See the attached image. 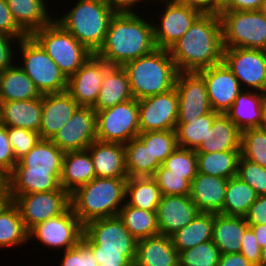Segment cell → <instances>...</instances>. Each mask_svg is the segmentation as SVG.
I'll return each mask as SVG.
<instances>
[{
    "instance_id": "obj_1",
    "label": "cell",
    "mask_w": 266,
    "mask_h": 266,
    "mask_svg": "<svg viewBox=\"0 0 266 266\" xmlns=\"http://www.w3.org/2000/svg\"><path fill=\"white\" fill-rule=\"evenodd\" d=\"M223 49L219 14L202 13L168 51L178 72H199L221 63Z\"/></svg>"
},
{
    "instance_id": "obj_2",
    "label": "cell",
    "mask_w": 266,
    "mask_h": 266,
    "mask_svg": "<svg viewBox=\"0 0 266 266\" xmlns=\"http://www.w3.org/2000/svg\"><path fill=\"white\" fill-rule=\"evenodd\" d=\"M143 14L115 13L110 21L103 45L95 54L110 66H123L127 62L153 52V22ZM150 21V22H149Z\"/></svg>"
},
{
    "instance_id": "obj_3",
    "label": "cell",
    "mask_w": 266,
    "mask_h": 266,
    "mask_svg": "<svg viewBox=\"0 0 266 266\" xmlns=\"http://www.w3.org/2000/svg\"><path fill=\"white\" fill-rule=\"evenodd\" d=\"M63 156L64 152L51 140L41 139L9 174L11 201L22 194L63 190L60 185Z\"/></svg>"
},
{
    "instance_id": "obj_4",
    "label": "cell",
    "mask_w": 266,
    "mask_h": 266,
    "mask_svg": "<svg viewBox=\"0 0 266 266\" xmlns=\"http://www.w3.org/2000/svg\"><path fill=\"white\" fill-rule=\"evenodd\" d=\"M82 240L98 264L134 266L137 240L118 215L89 221L84 225Z\"/></svg>"
},
{
    "instance_id": "obj_5",
    "label": "cell",
    "mask_w": 266,
    "mask_h": 266,
    "mask_svg": "<svg viewBox=\"0 0 266 266\" xmlns=\"http://www.w3.org/2000/svg\"><path fill=\"white\" fill-rule=\"evenodd\" d=\"M127 178H98L70 194V207L83 225L117 216L125 203Z\"/></svg>"
},
{
    "instance_id": "obj_6",
    "label": "cell",
    "mask_w": 266,
    "mask_h": 266,
    "mask_svg": "<svg viewBox=\"0 0 266 266\" xmlns=\"http://www.w3.org/2000/svg\"><path fill=\"white\" fill-rule=\"evenodd\" d=\"M127 73L133 98L141 100L175 87L178 70L168 50L153 52L122 66Z\"/></svg>"
},
{
    "instance_id": "obj_7",
    "label": "cell",
    "mask_w": 266,
    "mask_h": 266,
    "mask_svg": "<svg viewBox=\"0 0 266 266\" xmlns=\"http://www.w3.org/2000/svg\"><path fill=\"white\" fill-rule=\"evenodd\" d=\"M61 17L54 18L91 53L96 54L104 43L115 12L105 0H78Z\"/></svg>"
},
{
    "instance_id": "obj_8",
    "label": "cell",
    "mask_w": 266,
    "mask_h": 266,
    "mask_svg": "<svg viewBox=\"0 0 266 266\" xmlns=\"http://www.w3.org/2000/svg\"><path fill=\"white\" fill-rule=\"evenodd\" d=\"M69 78L93 55L60 23L53 19L31 35Z\"/></svg>"
},
{
    "instance_id": "obj_9",
    "label": "cell",
    "mask_w": 266,
    "mask_h": 266,
    "mask_svg": "<svg viewBox=\"0 0 266 266\" xmlns=\"http://www.w3.org/2000/svg\"><path fill=\"white\" fill-rule=\"evenodd\" d=\"M17 43L15 45H19L18 52L23 60L19 66L41 94L67 91L68 78L32 36H26Z\"/></svg>"
},
{
    "instance_id": "obj_10",
    "label": "cell",
    "mask_w": 266,
    "mask_h": 266,
    "mask_svg": "<svg viewBox=\"0 0 266 266\" xmlns=\"http://www.w3.org/2000/svg\"><path fill=\"white\" fill-rule=\"evenodd\" d=\"M219 17L223 48H265L266 17L262 10L223 11Z\"/></svg>"
},
{
    "instance_id": "obj_11",
    "label": "cell",
    "mask_w": 266,
    "mask_h": 266,
    "mask_svg": "<svg viewBox=\"0 0 266 266\" xmlns=\"http://www.w3.org/2000/svg\"><path fill=\"white\" fill-rule=\"evenodd\" d=\"M96 134L101 142L126 144L140 134L138 100L130 99L96 111Z\"/></svg>"
},
{
    "instance_id": "obj_12",
    "label": "cell",
    "mask_w": 266,
    "mask_h": 266,
    "mask_svg": "<svg viewBox=\"0 0 266 266\" xmlns=\"http://www.w3.org/2000/svg\"><path fill=\"white\" fill-rule=\"evenodd\" d=\"M84 233V225L69 206L62 214L35 225L29 232L31 239L38 240L47 248L62 251L75 247Z\"/></svg>"
},
{
    "instance_id": "obj_13",
    "label": "cell",
    "mask_w": 266,
    "mask_h": 266,
    "mask_svg": "<svg viewBox=\"0 0 266 266\" xmlns=\"http://www.w3.org/2000/svg\"><path fill=\"white\" fill-rule=\"evenodd\" d=\"M165 6L160 11L158 23H153L154 41L159 49L168 50L191 27L193 22L203 13L200 9L177 3L172 0H155Z\"/></svg>"
},
{
    "instance_id": "obj_14",
    "label": "cell",
    "mask_w": 266,
    "mask_h": 266,
    "mask_svg": "<svg viewBox=\"0 0 266 266\" xmlns=\"http://www.w3.org/2000/svg\"><path fill=\"white\" fill-rule=\"evenodd\" d=\"M222 61L238 79L242 89L266 93V56L263 50L224 48Z\"/></svg>"
},
{
    "instance_id": "obj_15",
    "label": "cell",
    "mask_w": 266,
    "mask_h": 266,
    "mask_svg": "<svg viewBox=\"0 0 266 266\" xmlns=\"http://www.w3.org/2000/svg\"><path fill=\"white\" fill-rule=\"evenodd\" d=\"M13 202L29 232L35 225L62 214L70 206V194L65 190L35 192L19 195Z\"/></svg>"
},
{
    "instance_id": "obj_16",
    "label": "cell",
    "mask_w": 266,
    "mask_h": 266,
    "mask_svg": "<svg viewBox=\"0 0 266 266\" xmlns=\"http://www.w3.org/2000/svg\"><path fill=\"white\" fill-rule=\"evenodd\" d=\"M140 133L175 131L178 121V95L175 87L167 92L138 100Z\"/></svg>"
},
{
    "instance_id": "obj_17",
    "label": "cell",
    "mask_w": 266,
    "mask_h": 266,
    "mask_svg": "<svg viewBox=\"0 0 266 266\" xmlns=\"http://www.w3.org/2000/svg\"><path fill=\"white\" fill-rule=\"evenodd\" d=\"M178 121L189 122L212 111L204 79L197 72H178Z\"/></svg>"
},
{
    "instance_id": "obj_18",
    "label": "cell",
    "mask_w": 266,
    "mask_h": 266,
    "mask_svg": "<svg viewBox=\"0 0 266 266\" xmlns=\"http://www.w3.org/2000/svg\"><path fill=\"white\" fill-rule=\"evenodd\" d=\"M96 140V111L84 106H79L72 118L51 139L64 153L85 150Z\"/></svg>"
},
{
    "instance_id": "obj_19",
    "label": "cell",
    "mask_w": 266,
    "mask_h": 266,
    "mask_svg": "<svg viewBox=\"0 0 266 266\" xmlns=\"http://www.w3.org/2000/svg\"><path fill=\"white\" fill-rule=\"evenodd\" d=\"M197 73L205 81L212 110L225 114L242 91L238 79L223 61Z\"/></svg>"
},
{
    "instance_id": "obj_20",
    "label": "cell",
    "mask_w": 266,
    "mask_h": 266,
    "mask_svg": "<svg viewBox=\"0 0 266 266\" xmlns=\"http://www.w3.org/2000/svg\"><path fill=\"white\" fill-rule=\"evenodd\" d=\"M110 65L93 54L68 78L67 92L79 106L93 107L97 101L105 71Z\"/></svg>"
},
{
    "instance_id": "obj_21",
    "label": "cell",
    "mask_w": 266,
    "mask_h": 266,
    "mask_svg": "<svg viewBox=\"0 0 266 266\" xmlns=\"http://www.w3.org/2000/svg\"><path fill=\"white\" fill-rule=\"evenodd\" d=\"M79 104L67 92L42 94L41 139L51 140L72 118Z\"/></svg>"
},
{
    "instance_id": "obj_22",
    "label": "cell",
    "mask_w": 266,
    "mask_h": 266,
    "mask_svg": "<svg viewBox=\"0 0 266 266\" xmlns=\"http://www.w3.org/2000/svg\"><path fill=\"white\" fill-rule=\"evenodd\" d=\"M198 213L189 196L162 195L156 211L159 233L170 237L190 223Z\"/></svg>"
},
{
    "instance_id": "obj_23",
    "label": "cell",
    "mask_w": 266,
    "mask_h": 266,
    "mask_svg": "<svg viewBox=\"0 0 266 266\" xmlns=\"http://www.w3.org/2000/svg\"><path fill=\"white\" fill-rule=\"evenodd\" d=\"M227 183L228 179L198 172L191 182L189 197L199 212L222 214Z\"/></svg>"
},
{
    "instance_id": "obj_24",
    "label": "cell",
    "mask_w": 266,
    "mask_h": 266,
    "mask_svg": "<svg viewBox=\"0 0 266 266\" xmlns=\"http://www.w3.org/2000/svg\"><path fill=\"white\" fill-rule=\"evenodd\" d=\"M98 178H128L124 144L94 141L88 148Z\"/></svg>"
},
{
    "instance_id": "obj_25",
    "label": "cell",
    "mask_w": 266,
    "mask_h": 266,
    "mask_svg": "<svg viewBox=\"0 0 266 266\" xmlns=\"http://www.w3.org/2000/svg\"><path fill=\"white\" fill-rule=\"evenodd\" d=\"M265 93L255 90L242 91L225 115L241 130L259 128L264 123Z\"/></svg>"
},
{
    "instance_id": "obj_26",
    "label": "cell",
    "mask_w": 266,
    "mask_h": 266,
    "mask_svg": "<svg viewBox=\"0 0 266 266\" xmlns=\"http://www.w3.org/2000/svg\"><path fill=\"white\" fill-rule=\"evenodd\" d=\"M134 266H179V252L169 236L147 237L137 241Z\"/></svg>"
},
{
    "instance_id": "obj_27",
    "label": "cell",
    "mask_w": 266,
    "mask_h": 266,
    "mask_svg": "<svg viewBox=\"0 0 266 266\" xmlns=\"http://www.w3.org/2000/svg\"><path fill=\"white\" fill-rule=\"evenodd\" d=\"M41 116L42 96L29 100L0 102V123L6 127L39 132Z\"/></svg>"
},
{
    "instance_id": "obj_28",
    "label": "cell",
    "mask_w": 266,
    "mask_h": 266,
    "mask_svg": "<svg viewBox=\"0 0 266 266\" xmlns=\"http://www.w3.org/2000/svg\"><path fill=\"white\" fill-rule=\"evenodd\" d=\"M96 177L93 161L87 149L65 152L60 176L61 188L71 194L76 188Z\"/></svg>"
},
{
    "instance_id": "obj_29",
    "label": "cell",
    "mask_w": 266,
    "mask_h": 266,
    "mask_svg": "<svg viewBox=\"0 0 266 266\" xmlns=\"http://www.w3.org/2000/svg\"><path fill=\"white\" fill-rule=\"evenodd\" d=\"M242 131L225 115L219 114L196 153L240 151Z\"/></svg>"
},
{
    "instance_id": "obj_30",
    "label": "cell",
    "mask_w": 266,
    "mask_h": 266,
    "mask_svg": "<svg viewBox=\"0 0 266 266\" xmlns=\"http://www.w3.org/2000/svg\"><path fill=\"white\" fill-rule=\"evenodd\" d=\"M95 111L111 108L119 103L134 99L126 71L122 66H110L104 74Z\"/></svg>"
},
{
    "instance_id": "obj_31",
    "label": "cell",
    "mask_w": 266,
    "mask_h": 266,
    "mask_svg": "<svg viewBox=\"0 0 266 266\" xmlns=\"http://www.w3.org/2000/svg\"><path fill=\"white\" fill-rule=\"evenodd\" d=\"M18 27L31 36L35 31L49 24L54 17L49 15L47 0H6Z\"/></svg>"
},
{
    "instance_id": "obj_32",
    "label": "cell",
    "mask_w": 266,
    "mask_h": 266,
    "mask_svg": "<svg viewBox=\"0 0 266 266\" xmlns=\"http://www.w3.org/2000/svg\"><path fill=\"white\" fill-rule=\"evenodd\" d=\"M248 227L244 217L214 213L212 241L221 254L240 253L242 237Z\"/></svg>"
},
{
    "instance_id": "obj_33",
    "label": "cell",
    "mask_w": 266,
    "mask_h": 266,
    "mask_svg": "<svg viewBox=\"0 0 266 266\" xmlns=\"http://www.w3.org/2000/svg\"><path fill=\"white\" fill-rule=\"evenodd\" d=\"M41 96L33 81L16 63L0 72V102L29 100Z\"/></svg>"
},
{
    "instance_id": "obj_34",
    "label": "cell",
    "mask_w": 266,
    "mask_h": 266,
    "mask_svg": "<svg viewBox=\"0 0 266 266\" xmlns=\"http://www.w3.org/2000/svg\"><path fill=\"white\" fill-rule=\"evenodd\" d=\"M213 226L214 213L199 212L190 223L170 236L172 244L180 252L211 241Z\"/></svg>"
},
{
    "instance_id": "obj_35",
    "label": "cell",
    "mask_w": 266,
    "mask_h": 266,
    "mask_svg": "<svg viewBox=\"0 0 266 266\" xmlns=\"http://www.w3.org/2000/svg\"><path fill=\"white\" fill-rule=\"evenodd\" d=\"M162 193L152 177H128L125 203L133 207L157 211Z\"/></svg>"
},
{
    "instance_id": "obj_36",
    "label": "cell",
    "mask_w": 266,
    "mask_h": 266,
    "mask_svg": "<svg viewBox=\"0 0 266 266\" xmlns=\"http://www.w3.org/2000/svg\"><path fill=\"white\" fill-rule=\"evenodd\" d=\"M28 241V231L24 226L18 206L10 201L0 207V248L20 247Z\"/></svg>"
},
{
    "instance_id": "obj_37",
    "label": "cell",
    "mask_w": 266,
    "mask_h": 266,
    "mask_svg": "<svg viewBox=\"0 0 266 266\" xmlns=\"http://www.w3.org/2000/svg\"><path fill=\"white\" fill-rule=\"evenodd\" d=\"M196 155L199 173L224 179L237 176L240 151L196 153Z\"/></svg>"
},
{
    "instance_id": "obj_38",
    "label": "cell",
    "mask_w": 266,
    "mask_h": 266,
    "mask_svg": "<svg viewBox=\"0 0 266 266\" xmlns=\"http://www.w3.org/2000/svg\"><path fill=\"white\" fill-rule=\"evenodd\" d=\"M255 190L237 176L228 179L222 214L244 217L256 201Z\"/></svg>"
},
{
    "instance_id": "obj_39",
    "label": "cell",
    "mask_w": 266,
    "mask_h": 266,
    "mask_svg": "<svg viewBox=\"0 0 266 266\" xmlns=\"http://www.w3.org/2000/svg\"><path fill=\"white\" fill-rule=\"evenodd\" d=\"M118 216L137 241L160 234L155 211L139 209L124 203Z\"/></svg>"
},
{
    "instance_id": "obj_40",
    "label": "cell",
    "mask_w": 266,
    "mask_h": 266,
    "mask_svg": "<svg viewBox=\"0 0 266 266\" xmlns=\"http://www.w3.org/2000/svg\"><path fill=\"white\" fill-rule=\"evenodd\" d=\"M219 112L211 111L189 122H177L175 133L178 147L196 150L205 139Z\"/></svg>"
},
{
    "instance_id": "obj_41",
    "label": "cell",
    "mask_w": 266,
    "mask_h": 266,
    "mask_svg": "<svg viewBox=\"0 0 266 266\" xmlns=\"http://www.w3.org/2000/svg\"><path fill=\"white\" fill-rule=\"evenodd\" d=\"M137 137L152 155V176L164 160L178 148L176 133L173 130L142 132Z\"/></svg>"
},
{
    "instance_id": "obj_42",
    "label": "cell",
    "mask_w": 266,
    "mask_h": 266,
    "mask_svg": "<svg viewBox=\"0 0 266 266\" xmlns=\"http://www.w3.org/2000/svg\"><path fill=\"white\" fill-rule=\"evenodd\" d=\"M124 150L128 177H152V155L138 137L124 144Z\"/></svg>"
},
{
    "instance_id": "obj_43",
    "label": "cell",
    "mask_w": 266,
    "mask_h": 266,
    "mask_svg": "<svg viewBox=\"0 0 266 266\" xmlns=\"http://www.w3.org/2000/svg\"><path fill=\"white\" fill-rule=\"evenodd\" d=\"M241 157L266 167V129L251 128L241 133Z\"/></svg>"
},
{
    "instance_id": "obj_44",
    "label": "cell",
    "mask_w": 266,
    "mask_h": 266,
    "mask_svg": "<svg viewBox=\"0 0 266 266\" xmlns=\"http://www.w3.org/2000/svg\"><path fill=\"white\" fill-rule=\"evenodd\" d=\"M221 252L214 242L206 241L179 252V266H217Z\"/></svg>"
},
{
    "instance_id": "obj_45",
    "label": "cell",
    "mask_w": 266,
    "mask_h": 266,
    "mask_svg": "<svg viewBox=\"0 0 266 266\" xmlns=\"http://www.w3.org/2000/svg\"><path fill=\"white\" fill-rule=\"evenodd\" d=\"M162 165L171 170V174L185 175L190 182L198 173L196 151L182 147H178Z\"/></svg>"
},
{
    "instance_id": "obj_46",
    "label": "cell",
    "mask_w": 266,
    "mask_h": 266,
    "mask_svg": "<svg viewBox=\"0 0 266 266\" xmlns=\"http://www.w3.org/2000/svg\"><path fill=\"white\" fill-rule=\"evenodd\" d=\"M152 178L160 188L162 195L189 196L191 182L185 179V175L171 174V170L161 165Z\"/></svg>"
},
{
    "instance_id": "obj_47",
    "label": "cell",
    "mask_w": 266,
    "mask_h": 266,
    "mask_svg": "<svg viewBox=\"0 0 266 266\" xmlns=\"http://www.w3.org/2000/svg\"><path fill=\"white\" fill-rule=\"evenodd\" d=\"M237 177L249 184L258 196L266 195V167L240 156Z\"/></svg>"
},
{
    "instance_id": "obj_48",
    "label": "cell",
    "mask_w": 266,
    "mask_h": 266,
    "mask_svg": "<svg viewBox=\"0 0 266 266\" xmlns=\"http://www.w3.org/2000/svg\"><path fill=\"white\" fill-rule=\"evenodd\" d=\"M7 134L17 161L29 153L41 140L39 132L26 128L7 127Z\"/></svg>"
},
{
    "instance_id": "obj_49",
    "label": "cell",
    "mask_w": 266,
    "mask_h": 266,
    "mask_svg": "<svg viewBox=\"0 0 266 266\" xmlns=\"http://www.w3.org/2000/svg\"><path fill=\"white\" fill-rule=\"evenodd\" d=\"M59 266H97L90 247L81 240L75 247L65 250Z\"/></svg>"
},
{
    "instance_id": "obj_50",
    "label": "cell",
    "mask_w": 266,
    "mask_h": 266,
    "mask_svg": "<svg viewBox=\"0 0 266 266\" xmlns=\"http://www.w3.org/2000/svg\"><path fill=\"white\" fill-rule=\"evenodd\" d=\"M240 253L254 266H260L262 260V249L259 247L253 230L248 227L241 241Z\"/></svg>"
},
{
    "instance_id": "obj_51",
    "label": "cell",
    "mask_w": 266,
    "mask_h": 266,
    "mask_svg": "<svg viewBox=\"0 0 266 266\" xmlns=\"http://www.w3.org/2000/svg\"><path fill=\"white\" fill-rule=\"evenodd\" d=\"M0 34L12 36L17 40L27 36L13 19L6 0H0Z\"/></svg>"
},
{
    "instance_id": "obj_52",
    "label": "cell",
    "mask_w": 266,
    "mask_h": 266,
    "mask_svg": "<svg viewBox=\"0 0 266 266\" xmlns=\"http://www.w3.org/2000/svg\"><path fill=\"white\" fill-rule=\"evenodd\" d=\"M17 162L9 142L7 127L0 123V170L10 174Z\"/></svg>"
},
{
    "instance_id": "obj_53",
    "label": "cell",
    "mask_w": 266,
    "mask_h": 266,
    "mask_svg": "<svg viewBox=\"0 0 266 266\" xmlns=\"http://www.w3.org/2000/svg\"><path fill=\"white\" fill-rule=\"evenodd\" d=\"M18 41L19 40L12 36L0 34V72L15 63V56L18 55H14L17 51H14L15 48L13 44Z\"/></svg>"
},
{
    "instance_id": "obj_54",
    "label": "cell",
    "mask_w": 266,
    "mask_h": 266,
    "mask_svg": "<svg viewBox=\"0 0 266 266\" xmlns=\"http://www.w3.org/2000/svg\"><path fill=\"white\" fill-rule=\"evenodd\" d=\"M244 219L248 225H266V195L257 197Z\"/></svg>"
},
{
    "instance_id": "obj_55",
    "label": "cell",
    "mask_w": 266,
    "mask_h": 266,
    "mask_svg": "<svg viewBox=\"0 0 266 266\" xmlns=\"http://www.w3.org/2000/svg\"><path fill=\"white\" fill-rule=\"evenodd\" d=\"M149 2V0H105V2L109 5V7L115 12V13H137V3L138 2ZM152 0H150V3ZM155 1V0H153ZM136 7V8H135ZM133 8V10H132ZM136 9V10H134Z\"/></svg>"
},
{
    "instance_id": "obj_56",
    "label": "cell",
    "mask_w": 266,
    "mask_h": 266,
    "mask_svg": "<svg viewBox=\"0 0 266 266\" xmlns=\"http://www.w3.org/2000/svg\"><path fill=\"white\" fill-rule=\"evenodd\" d=\"M265 0H229L224 11L262 10Z\"/></svg>"
},
{
    "instance_id": "obj_57",
    "label": "cell",
    "mask_w": 266,
    "mask_h": 266,
    "mask_svg": "<svg viewBox=\"0 0 266 266\" xmlns=\"http://www.w3.org/2000/svg\"><path fill=\"white\" fill-rule=\"evenodd\" d=\"M217 266H254L241 253L221 254Z\"/></svg>"
},
{
    "instance_id": "obj_58",
    "label": "cell",
    "mask_w": 266,
    "mask_h": 266,
    "mask_svg": "<svg viewBox=\"0 0 266 266\" xmlns=\"http://www.w3.org/2000/svg\"><path fill=\"white\" fill-rule=\"evenodd\" d=\"M10 201L9 174L0 170V205H6Z\"/></svg>"
},
{
    "instance_id": "obj_59",
    "label": "cell",
    "mask_w": 266,
    "mask_h": 266,
    "mask_svg": "<svg viewBox=\"0 0 266 266\" xmlns=\"http://www.w3.org/2000/svg\"><path fill=\"white\" fill-rule=\"evenodd\" d=\"M229 5V0H207L206 13H222Z\"/></svg>"
},
{
    "instance_id": "obj_60",
    "label": "cell",
    "mask_w": 266,
    "mask_h": 266,
    "mask_svg": "<svg viewBox=\"0 0 266 266\" xmlns=\"http://www.w3.org/2000/svg\"><path fill=\"white\" fill-rule=\"evenodd\" d=\"M257 239L259 247L263 250L266 248V225H248Z\"/></svg>"
},
{
    "instance_id": "obj_61",
    "label": "cell",
    "mask_w": 266,
    "mask_h": 266,
    "mask_svg": "<svg viewBox=\"0 0 266 266\" xmlns=\"http://www.w3.org/2000/svg\"><path fill=\"white\" fill-rule=\"evenodd\" d=\"M172 1L184 4V5L196 7L200 9L201 11H203V13H206V1L207 0H172Z\"/></svg>"
},
{
    "instance_id": "obj_62",
    "label": "cell",
    "mask_w": 266,
    "mask_h": 266,
    "mask_svg": "<svg viewBox=\"0 0 266 266\" xmlns=\"http://www.w3.org/2000/svg\"><path fill=\"white\" fill-rule=\"evenodd\" d=\"M260 266H266V248L262 250V260Z\"/></svg>"
},
{
    "instance_id": "obj_63",
    "label": "cell",
    "mask_w": 266,
    "mask_h": 266,
    "mask_svg": "<svg viewBox=\"0 0 266 266\" xmlns=\"http://www.w3.org/2000/svg\"><path fill=\"white\" fill-rule=\"evenodd\" d=\"M262 127L266 129V93L264 97V123Z\"/></svg>"
},
{
    "instance_id": "obj_64",
    "label": "cell",
    "mask_w": 266,
    "mask_h": 266,
    "mask_svg": "<svg viewBox=\"0 0 266 266\" xmlns=\"http://www.w3.org/2000/svg\"><path fill=\"white\" fill-rule=\"evenodd\" d=\"M262 11L266 17V0H265V3L263 4V8H262Z\"/></svg>"
},
{
    "instance_id": "obj_65",
    "label": "cell",
    "mask_w": 266,
    "mask_h": 266,
    "mask_svg": "<svg viewBox=\"0 0 266 266\" xmlns=\"http://www.w3.org/2000/svg\"><path fill=\"white\" fill-rule=\"evenodd\" d=\"M263 51H264V54H265V56H266V46H265V48L263 49Z\"/></svg>"
}]
</instances>
